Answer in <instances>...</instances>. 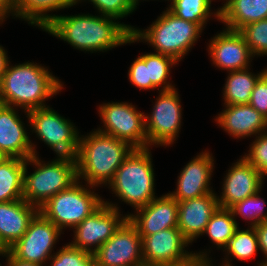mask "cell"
Returning a JSON list of instances; mask_svg holds the SVG:
<instances>
[{
    "instance_id": "cell-1",
    "label": "cell",
    "mask_w": 267,
    "mask_h": 266,
    "mask_svg": "<svg viewBox=\"0 0 267 266\" xmlns=\"http://www.w3.org/2000/svg\"><path fill=\"white\" fill-rule=\"evenodd\" d=\"M112 19L115 18L88 14L75 16L54 14L43 30L68 42L76 49L103 52L127 44L129 36L135 29Z\"/></svg>"
},
{
    "instance_id": "cell-2",
    "label": "cell",
    "mask_w": 267,
    "mask_h": 266,
    "mask_svg": "<svg viewBox=\"0 0 267 266\" xmlns=\"http://www.w3.org/2000/svg\"><path fill=\"white\" fill-rule=\"evenodd\" d=\"M47 68L27 62L8 65L0 81V103L30 110L46 107L43 103L63 87Z\"/></svg>"
},
{
    "instance_id": "cell-3",
    "label": "cell",
    "mask_w": 267,
    "mask_h": 266,
    "mask_svg": "<svg viewBox=\"0 0 267 266\" xmlns=\"http://www.w3.org/2000/svg\"><path fill=\"white\" fill-rule=\"evenodd\" d=\"M133 149L127 142L98 130L80 136L75 157L77 180L84 179L91 188L109 184Z\"/></svg>"
},
{
    "instance_id": "cell-4",
    "label": "cell",
    "mask_w": 267,
    "mask_h": 266,
    "mask_svg": "<svg viewBox=\"0 0 267 266\" xmlns=\"http://www.w3.org/2000/svg\"><path fill=\"white\" fill-rule=\"evenodd\" d=\"M202 28L193 22L176 17L168 9L146 30L134 29L127 43L145 40L157 53L180 61L194 45Z\"/></svg>"
},
{
    "instance_id": "cell-5",
    "label": "cell",
    "mask_w": 267,
    "mask_h": 266,
    "mask_svg": "<svg viewBox=\"0 0 267 266\" xmlns=\"http://www.w3.org/2000/svg\"><path fill=\"white\" fill-rule=\"evenodd\" d=\"M28 163L37 168L30 175H27ZM24 169L23 199L38 208L77 181L76 159L73 157L58 156L54 161L42 164L33 154L26 159Z\"/></svg>"
},
{
    "instance_id": "cell-6",
    "label": "cell",
    "mask_w": 267,
    "mask_h": 266,
    "mask_svg": "<svg viewBox=\"0 0 267 266\" xmlns=\"http://www.w3.org/2000/svg\"><path fill=\"white\" fill-rule=\"evenodd\" d=\"M149 149V147L134 148L108 184L116 196L135 209L147 205L156 198L153 164Z\"/></svg>"
},
{
    "instance_id": "cell-7",
    "label": "cell",
    "mask_w": 267,
    "mask_h": 266,
    "mask_svg": "<svg viewBox=\"0 0 267 266\" xmlns=\"http://www.w3.org/2000/svg\"><path fill=\"white\" fill-rule=\"evenodd\" d=\"M80 183L77 180L68 189L52 196L39 208V212L61 231L63 227L75 228L104 203L96 193Z\"/></svg>"
},
{
    "instance_id": "cell-8",
    "label": "cell",
    "mask_w": 267,
    "mask_h": 266,
    "mask_svg": "<svg viewBox=\"0 0 267 266\" xmlns=\"http://www.w3.org/2000/svg\"><path fill=\"white\" fill-rule=\"evenodd\" d=\"M189 242L177 228H168L142 239L144 264L161 266H193L196 261H209L207 253H189ZM204 253V254H203Z\"/></svg>"
},
{
    "instance_id": "cell-9",
    "label": "cell",
    "mask_w": 267,
    "mask_h": 266,
    "mask_svg": "<svg viewBox=\"0 0 267 266\" xmlns=\"http://www.w3.org/2000/svg\"><path fill=\"white\" fill-rule=\"evenodd\" d=\"M26 117L36 135L50 146L56 155L76 157L79 135L72 122L47 106L28 111Z\"/></svg>"
},
{
    "instance_id": "cell-10",
    "label": "cell",
    "mask_w": 267,
    "mask_h": 266,
    "mask_svg": "<svg viewBox=\"0 0 267 266\" xmlns=\"http://www.w3.org/2000/svg\"><path fill=\"white\" fill-rule=\"evenodd\" d=\"M105 129L98 131L125 141L133 148H147L145 115L126 102L104 103L99 106Z\"/></svg>"
},
{
    "instance_id": "cell-11",
    "label": "cell",
    "mask_w": 267,
    "mask_h": 266,
    "mask_svg": "<svg viewBox=\"0 0 267 266\" xmlns=\"http://www.w3.org/2000/svg\"><path fill=\"white\" fill-rule=\"evenodd\" d=\"M152 113L145 115L147 147L174 143L181 127L182 108L175 88L160 91Z\"/></svg>"
},
{
    "instance_id": "cell-12",
    "label": "cell",
    "mask_w": 267,
    "mask_h": 266,
    "mask_svg": "<svg viewBox=\"0 0 267 266\" xmlns=\"http://www.w3.org/2000/svg\"><path fill=\"white\" fill-rule=\"evenodd\" d=\"M94 256L95 266H140L144 264L142 238L127 218Z\"/></svg>"
},
{
    "instance_id": "cell-13",
    "label": "cell",
    "mask_w": 267,
    "mask_h": 266,
    "mask_svg": "<svg viewBox=\"0 0 267 266\" xmlns=\"http://www.w3.org/2000/svg\"><path fill=\"white\" fill-rule=\"evenodd\" d=\"M118 209L117 205L104 201L97 210L74 228V241L70 244L78 249L94 253L127 219V216L121 218Z\"/></svg>"
},
{
    "instance_id": "cell-14",
    "label": "cell",
    "mask_w": 267,
    "mask_h": 266,
    "mask_svg": "<svg viewBox=\"0 0 267 266\" xmlns=\"http://www.w3.org/2000/svg\"><path fill=\"white\" fill-rule=\"evenodd\" d=\"M62 231L40 212L30 222L25 234L8 251L17 259L43 265L53 255V245Z\"/></svg>"
},
{
    "instance_id": "cell-15",
    "label": "cell",
    "mask_w": 267,
    "mask_h": 266,
    "mask_svg": "<svg viewBox=\"0 0 267 266\" xmlns=\"http://www.w3.org/2000/svg\"><path fill=\"white\" fill-rule=\"evenodd\" d=\"M136 211L137 214H129L127 218L142 239L161 230L178 227V202L169 194L154 198Z\"/></svg>"
},
{
    "instance_id": "cell-16",
    "label": "cell",
    "mask_w": 267,
    "mask_h": 266,
    "mask_svg": "<svg viewBox=\"0 0 267 266\" xmlns=\"http://www.w3.org/2000/svg\"><path fill=\"white\" fill-rule=\"evenodd\" d=\"M265 178L243 156L228 170L223 183L220 208H229L234 203L261 191Z\"/></svg>"
},
{
    "instance_id": "cell-17",
    "label": "cell",
    "mask_w": 267,
    "mask_h": 266,
    "mask_svg": "<svg viewBox=\"0 0 267 266\" xmlns=\"http://www.w3.org/2000/svg\"><path fill=\"white\" fill-rule=\"evenodd\" d=\"M208 48L213 64L229 72L246 69L254 57L243 36L229 29L212 38Z\"/></svg>"
},
{
    "instance_id": "cell-18",
    "label": "cell",
    "mask_w": 267,
    "mask_h": 266,
    "mask_svg": "<svg viewBox=\"0 0 267 266\" xmlns=\"http://www.w3.org/2000/svg\"><path fill=\"white\" fill-rule=\"evenodd\" d=\"M214 158L209 152H202L183 168L178 176L177 189L168 193L177 202L201 197L212 193L210 180L214 167Z\"/></svg>"
},
{
    "instance_id": "cell-19",
    "label": "cell",
    "mask_w": 267,
    "mask_h": 266,
    "mask_svg": "<svg viewBox=\"0 0 267 266\" xmlns=\"http://www.w3.org/2000/svg\"><path fill=\"white\" fill-rule=\"evenodd\" d=\"M217 195L212 193L178 202V229L192 243L203 235L212 215L219 208Z\"/></svg>"
},
{
    "instance_id": "cell-20",
    "label": "cell",
    "mask_w": 267,
    "mask_h": 266,
    "mask_svg": "<svg viewBox=\"0 0 267 266\" xmlns=\"http://www.w3.org/2000/svg\"><path fill=\"white\" fill-rule=\"evenodd\" d=\"M23 122L13 106L0 103V151L7 158L28 159L36 154Z\"/></svg>"
},
{
    "instance_id": "cell-21",
    "label": "cell",
    "mask_w": 267,
    "mask_h": 266,
    "mask_svg": "<svg viewBox=\"0 0 267 266\" xmlns=\"http://www.w3.org/2000/svg\"><path fill=\"white\" fill-rule=\"evenodd\" d=\"M39 208L24 199L0 202V241L9 249L27 231Z\"/></svg>"
},
{
    "instance_id": "cell-22",
    "label": "cell",
    "mask_w": 267,
    "mask_h": 266,
    "mask_svg": "<svg viewBox=\"0 0 267 266\" xmlns=\"http://www.w3.org/2000/svg\"><path fill=\"white\" fill-rule=\"evenodd\" d=\"M216 122L224 131L236 138L265 132L267 119L249 104L226 105Z\"/></svg>"
},
{
    "instance_id": "cell-23",
    "label": "cell",
    "mask_w": 267,
    "mask_h": 266,
    "mask_svg": "<svg viewBox=\"0 0 267 266\" xmlns=\"http://www.w3.org/2000/svg\"><path fill=\"white\" fill-rule=\"evenodd\" d=\"M214 16L227 25L226 29L238 31L250 23L267 19V0H226Z\"/></svg>"
},
{
    "instance_id": "cell-24",
    "label": "cell",
    "mask_w": 267,
    "mask_h": 266,
    "mask_svg": "<svg viewBox=\"0 0 267 266\" xmlns=\"http://www.w3.org/2000/svg\"><path fill=\"white\" fill-rule=\"evenodd\" d=\"M76 4V0H14V16L29 21L44 29L52 20L49 11L69 8Z\"/></svg>"
},
{
    "instance_id": "cell-25",
    "label": "cell",
    "mask_w": 267,
    "mask_h": 266,
    "mask_svg": "<svg viewBox=\"0 0 267 266\" xmlns=\"http://www.w3.org/2000/svg\"><path fill=\"white\" fill-rule=\"evenodd\" d=\"M25 163L20 158H5L0 163V202L23 199Z\"/></svg>"
},
{
    "instance_id": "cell-26",
    "label": "cell",
    "mask_w": 267,
    "mask_h": 266,
    "mask_svg": "<svg viewBox=\"0 0 267 266\" xmlns=\"http://www.w3.org/2000/svg\"><path fill=\"white\" fill-rule=\"evenodd\" d=\"M264 73L265 70L258 75H254L248 71V68L230 71L223 90L224 104H248L256 82Z\"/></svg>"
},
{
    "instance_id": "cell-27",
    "label": "cell",
    "mask_w": 267,
    "mask_h": 266,
    "mask_svg": "<svg viewBox=\"0 0 267 266\" xmlns=\"http://www.w3.org/2000/svg\"><path fill=\"white\" fill-rule=\"evenodd\" d=\"M238 223L228 208H218L208 222L204 233L219 248H225L234 236Z\"/></svg>"
},
{
    "instance_id": "cell-28",
    "label": "cell",
    "mask_w": 267,
    "mask_h": 266,
    "mask_svg": "<svg viewBox=\"0 0 267 266\" xmlns=\"http://www.w3.org/2000/svg\"><path fill=\"white\" fill-rule=\"evenodd\" d=\"M140 57L147 64L148 81L152 82V89L161 86V91H165L175 87L167 81V78L170 75V68L177 63L175 59L161 53H147Z\"/></svg>"
},
{
    "instance_id": "cell-29",
    "label": "cell",
    "mask_w": 267,
    "mask_h": 266,
    "mask_svg": "<svg viewBox=\"0 0 267 266\" xmlns=\"http://www.w3.org/2000/svg\"><path fill=\"white\" fill-rule=\"evenodd\" d=\"M211 2L212 0H172L167 9L176 17L196 23L203 29L208 17L212 15Z\"/></svg>"
},
{
    "instance_id": "cell-30",
    "label": "cell",
    "mask_w": 267,
    "mask_h": 266,
    "mask_svg": "<svg viewBox=\"0 0 267 266\" xmlns=\"http://www.w3.org/2000/svg\"><path fill=\"white\" fill-rule=\"evenodd\" d=\"M258 248V238L254 227L247 230H240L238 227L224 251L226 250L227 255L230 254L233 258L245 261L253 258Z\"/></svg>"
},
{
    "instance_id": "cell-31",
    "label": "cell",
    "mask_w": 267,
    "mask_h": 266,
    "mask_svg": "<svg viewBox=\"0 0 267 266\" xmlns=\"http://www.w3.org/2000/svg\"><path fill=\"white\" fill-rule=\"evenodd\" d=\"M259 193L257 192L252 196L238 201L228 208L234 217L240 215L246 220L251 219L250 227L267 221V213L263 214L265 202L260 198Z\"/></svg>"
},
{
    "instance_id": "cell-32",
    "label": "cell",
    "mask_w": 267,
    "mask_h": 266,
    "mask_svg": "<svg viewBox=\"0 0 267 266\" xmlns=\"http://www.w3.org/2000/svg\"><path fill=\"white\" fill-rule=\"evenodd\" d=\"M253 56L267 55V19L250 23L238 30Z\"/></svg>"
},
{
    "instance_id": "cell-33",
    "label": "cell",
    "mask_w": 267,
    "mask_h": 266,
    "mask_svg": "<svg viewBox=\"0 0 267 266\" xmlns=\"http://www.w3.org/2000/svg\"><path fill=\"white\" fill-rule=\"evenodd\" d=\"M50 260L51 266H95L94 253L78 249L71 244L62 247Z\"/></svg>"
},
{
    "instance_id": "cell-34",
    "label": "cell",
    "mask_w": 267,
    "mask_h": 266,
    "mask_svg": "<svg viewBox=\"0 0 267 266\" xmlns=\"http://www.w3.org/2000/svg\"><path fill=\"white\" fill-rule=\"evenodd\" d=\"M80 0H76V3ZM102 16L116 19L132 13L139 3L138 0H90Z\"/></svg>"
},
{
    "instance_id": "cell-35",
    "label": "cell",
    "mask_w": 267,
    "mask_h": 266,
    "mask_svg": "<svg viewBox=\"0 0 267 266\" xmlns=\"http://www.w3.org/2000/svg\"><path fill=\"white\" fill-rule=\"evenodd\" d=\"M259 135L244 157L264 177L267 176V131Z\"/></svg>"
},
{
    "instance_id": "cell-36",
    "label": "cell",
    "mask_w": 267,
    "mask_h": 266,
    "mask_svg": "<svg viewBox=\"0 0 267 266\" xmlns=\"http://www.w3.org/2000/svg\"><path fill=\"white\" fill-rule=\"evenodd\" d=\"M267 119V73L256 82L248 103Z\"/></svg>"
},
{
    "instance_id": "cell-37",
    "label": "cell",
    "mask_w": 267,
    "mask_h": 266,
    "mask_svg": "<svg viewBox=\"0 0 267 266\" xmlns=\"http://www.w3.org/2000/svg\"><path fill=\"white\" fill-rule=\"evenodd\" d=\"M128 76L134 86L140 89H152V82L148 81L147 64L140 56L131 64Z\"/></svg>"
},
{
    "instance_id": "cell-38",
    "label": "cell",
    "mask_w": 267,
    "mask_h": 266,
    "mask_svg": "<svg viewBox=\"0 0 267 266\" xmlns=\"http://www.w3.org/2000/svg\"><path fill=\"white\" fill-rule=\"evenodd\" d=\"M254 229L258 238V247L266 256V260L259 264V266H262L267 264V221L257 224Z\"/></svg>"
},
{
    "instance_id": "cell-39",
    "label": "cell",
    "mask_w": 267,
    "mask_h": 266,
    "mask_svg": "<svg viewBox=\"0 0 267 266\" xmlns=\"http://www.w3.org/2000/svg\"><path fill=\"white\" fill-rule=\"evenodd\" d=\"M14 15V0H0V23L5 20L8 13Z\"/></svg>"
},
{
    "instance_id": "cell-40",
    "label": "cell",
    "mask_w": 267,
    "mask_h": 266,
    "mask_svg": "<svg viewBox=\"0 0 267 266\" xmlns=\"http://www.w3.org/2000/svg\"><path fill=\"white\" fill-rule=\"evenodd\" d=\"M7 266H43L32 262L23 261L15 258L8 250H7Z\"/></svg>"
},
{
    "instance_id": "cell-41",
    "label": "cell",
    "mask_w": 267,
    "mask_h": 266,
    "mask_svg": "<svg viewBox=\"0 0 267 266\" xmlns=\"http://www.w3.org/2000/svg\"><path fill=\"white\" fill-rule=\"evenodd\" d=\"M8 57L5 49L0 45V81L9 65Z\"/></svg>"
},
{
    "instance_id": "cell-42",
    "label": "cell",
    "mask_w": 267,
    "mask_h": 266,
    "mask_svg": "<svg viewBox=\"0 0 267 266\" xmlns=\"http://www.w3.org/2000/svg\"><path fill=\"white\" fill-rule=\"evenodd\" d=\"M228 259H225V262L224 264L222 263L221 266H231L232 264H230L229 260L227 261ZM193 266H211V260L209 261H196ZM213 266V264H212Z\"/></svg>"
},
{
    "instance_id": "cell-43",
    "label": "cell",
    "mask_w": 267,
    "mask_h": 266,
    "mask_svg": "<svg viewBox=\"0 0 267 266\" xmlns=\"http://www.w3.org/2000/svg\"><path fill=\"white\" fill-rule=\"evenodd\" d=\"M8 250L0 241V253L3 252V251H6Z\"/></svg>"
},
{
    "instance_id": "cell-44",
    "label": "cell",
    "mask_w": 267,
    "mask_h": 266,
    "mask_svg": "<svg viewBox=\"0 0 267 266\" xmlns=\"http://www.w3.org/2000/svg\"><path fill=\"white\" fill-rule=\"evenodd\" d=\"M7 158L1 151H0V163Z\"/></svg>"
},
{
    "instance_id": "cell-45",
    "label": "cell",
    "mask_w": 267,
    "mask_h": 266,
    "mask_svg": "<svg viewBox=\"0 0 267 266\" xmlns=\"http://www.w3.org/2000/svg\"><path fill=\"white\" fill-rule=\"evenodd\" d=\"M0 255H3V257H4V256H7V250H6V251H3V252H1V253H0ZM0 266H1V264H0Z\"/></svg>"
},
{
    "instance_id": "cell-46",
    "label": "cell",
    "mask_w": 267,
    "mask_h": 266,
    "mask_svg": "<svg viewBox=\"0 0 267 266\" xmlns=\"http://www.w3.org/2000/svg\"><path fill=\"white\" fill-rule=\"evenodd\" d=\"M140 266H161V265L141 264Z\"/></svg>"
}]
</instances>
